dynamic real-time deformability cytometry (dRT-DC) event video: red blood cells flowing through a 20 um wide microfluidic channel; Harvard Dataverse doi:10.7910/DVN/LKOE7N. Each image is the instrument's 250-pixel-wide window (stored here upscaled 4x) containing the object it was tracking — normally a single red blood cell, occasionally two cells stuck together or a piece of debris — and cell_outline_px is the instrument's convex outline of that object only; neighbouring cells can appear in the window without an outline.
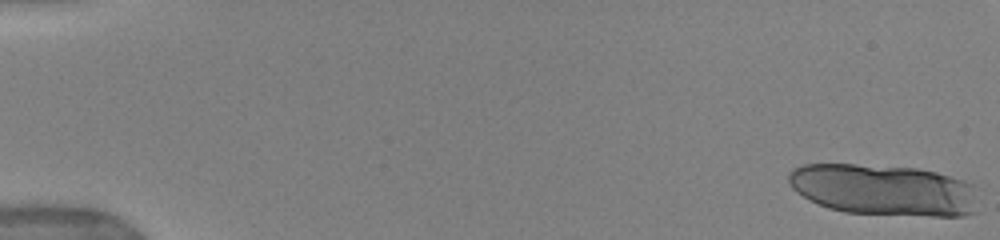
{"species": "human", "species_latin": "Homo sapiens", "temperature_condition": "warm", "stored_images_in_passage": 17, "camera_frame_rate_fps": 3000, "um_per_image_px": 0.085, "donor": {"sex": "female"}, "frame": {"image": 1, "passage_image": 1, "time_ms": 0.0, "image_size_px": [1000, 240], "cell_outline_px": [[976, 212], [964, 216], [932, 216], [844, 212], [828, 208], [796, 192], [792, 188], [788, 180], [788, 172], [792, 168], [804, 164], [856, 164], [916, 168], [936, 172], [964, 180], [976, 184]], "centroid_in_image_um": [75.15, 16.13], "position_along_channel_um": 9.8, "area_um2": 57.05}}